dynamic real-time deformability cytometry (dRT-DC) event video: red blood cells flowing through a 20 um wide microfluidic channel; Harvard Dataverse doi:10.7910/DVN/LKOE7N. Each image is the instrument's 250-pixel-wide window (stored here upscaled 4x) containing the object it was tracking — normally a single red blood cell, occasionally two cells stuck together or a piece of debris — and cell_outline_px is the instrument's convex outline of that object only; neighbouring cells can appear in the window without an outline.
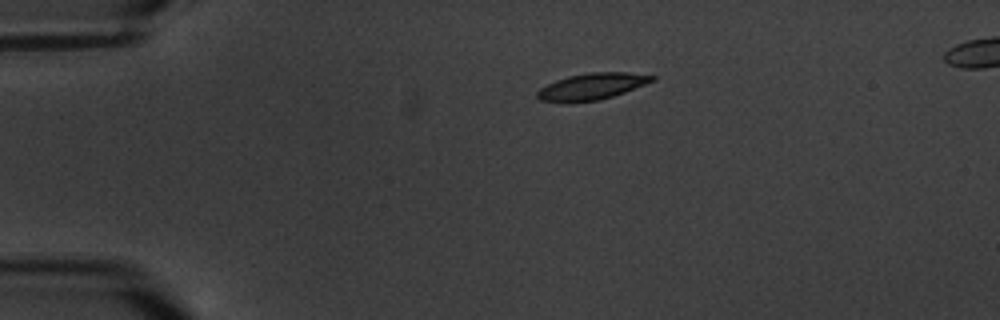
{"species": "common noctule bat (a hibernating species)", "species_latin": "Nyctalus noctula", "temperature_condition": "warm", "stored_images_in_passage": 3, "segment_of_instrument_passage": [1, 2], "camera_frame_rate_fps": 3000, "um_per_image_px": 0.085, "animal": {"sex": "male", "body_mass_g": 20.1, "forearm_length_mm": 53.5}, "frame": {"image": 1, "passage_image": 1, "time_ms": 0.0, "image_size_px": [1000, 320], "cell_outline_px": [[656, 80], [624, 92], [600, 100], [540, 100], [536, 96], [536, 92], [540, 88], [556, 80], [568, 76], [592, 72], [628, 72], [656, 76]], "centroid_in_image_um": [50.37, 7.3], "position_along_channel_um": 34.6, "area_um2": 17.11}}